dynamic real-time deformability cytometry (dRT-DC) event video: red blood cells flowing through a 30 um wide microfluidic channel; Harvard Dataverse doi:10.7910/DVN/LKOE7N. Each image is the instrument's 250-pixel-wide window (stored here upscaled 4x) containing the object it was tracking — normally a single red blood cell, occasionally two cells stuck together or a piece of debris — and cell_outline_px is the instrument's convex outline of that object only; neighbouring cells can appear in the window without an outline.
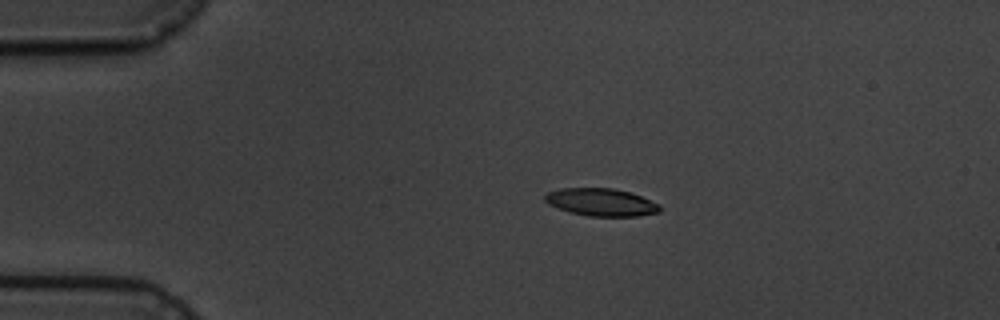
{"species": "common noctule bat (a hibernating species)", "species_latin": "Nyctalus noctula", "temperature_condition": "cold", "stored_images_in_passage": 14, "camera_frame_rate_fps": 3000, "um_per_image_px": 0.085, "animal": {"sex": "male", "body_mass_g": 19.5, "forearm_length_mm": 54.6}, "frame": {"image": 1, "passage_image": 2, "time_ms": 2.0, "image_size_px": [1000, 320], "cell_outline_px": [[660, 212], [636, 216], [588, 216], [572, 212], [548, 204], [544, 200], [544, 196], [548, 192], [560, 188], [612, 188], [632, 192], [660, 204]], "centroid_in_image_um": [51.12, 17.18], "position_along_channel_um": 33.9, "area_um2": 18.44}}
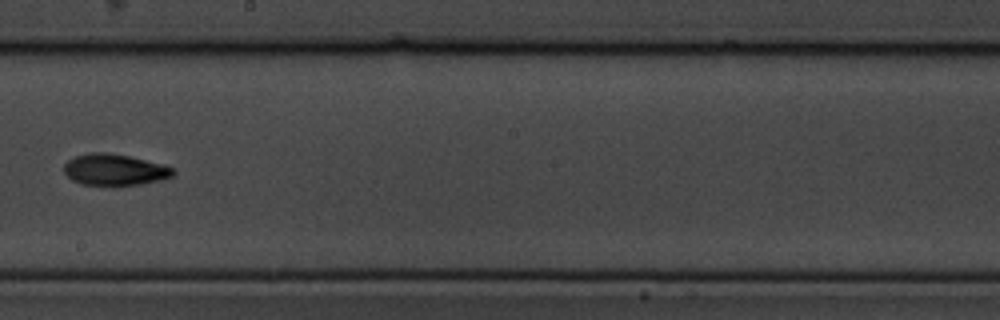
{"frame": {"image": 2, "passage_image": 8, "time_ms": 9.0, "image_size_px": [1000, 320], "cell_outline_px": [[176, 172], [172, 176], [160, 180], [140, 184], [116, 188], [80, 184], [72, 180], [64, 172], [64, 164], [72, 156], [92, 152], [104, 152], [128, 156], [160, 164], [172, 168]], "centroid_in_image_um": [9.68, 14.47], "position_along_channel_um": 238.5, "area_um2": 20.4}}
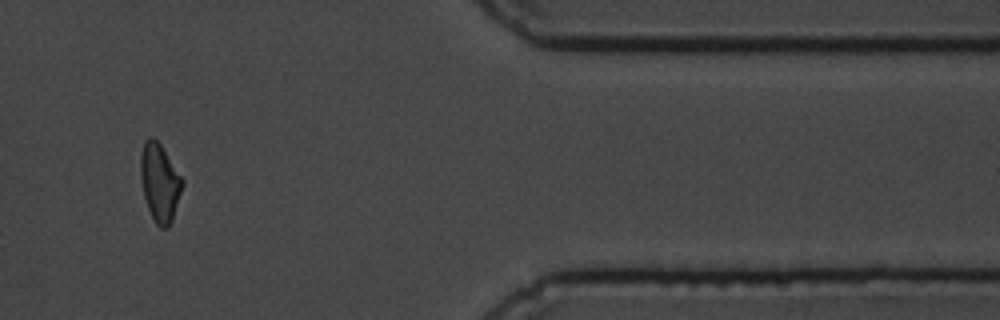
{"frame": {"image": 3, "passage_image": 12, "time_ms": 14.333, "image_size_px": [1000, 320], "cell_outline_px": [[184, 184], [172, 220], [168, 228], [160, 228], [156, 224], [148, 208], [144, 196], [140, 176], [140, 152], [144, 140], [148, 136], [152, 136], [160, 144], [184, 180]], "centroid_in_image_um": [13.57, 15.49], "position_along_channel_um": 397.8, "area_um2": 19.07}, "authors_computed_cell_mechanics": {"area_um2": 18.9584, "velocity_mm_per_s": 3.566, "shape_relaxation_time_tau1_ms": 2.5889, "shape_relaxation_time_tau2_ms": null, "deformation_change_tau1": 0.0939, "deformation_change_tau2": null}}